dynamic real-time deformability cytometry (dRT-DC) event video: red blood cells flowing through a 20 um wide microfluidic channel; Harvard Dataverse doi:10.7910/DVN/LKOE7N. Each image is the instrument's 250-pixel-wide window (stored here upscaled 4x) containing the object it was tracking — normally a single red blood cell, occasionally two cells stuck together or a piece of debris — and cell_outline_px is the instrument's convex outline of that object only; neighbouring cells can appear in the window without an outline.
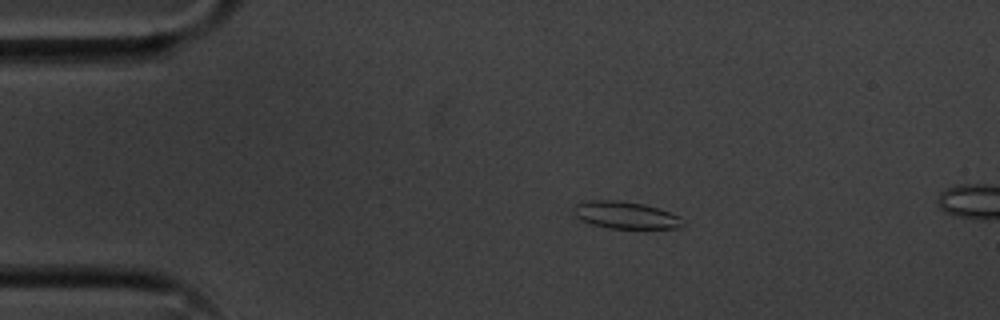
{"species": "common noctule bat (a hibernating species)", "species_latin": "Nyctalus noctula", "temperature_condition": "cold", "stored_images_in_passage": 16, "camera_frame_rate_fps": 3000, "um_per_image_px": 0.085, "animal": {"sex": "male", "body_mass_g": 20.1, "forearm_length_mm": 53.5}, "frame": {"image": 1, "passage_image": 10, "time_ms": 3.0, "image_size_px": [1000, 320], "cell_outline_px": [[684, 224], [680, 228], [608, 228], [592, 224], [580, 220], [572, 212], [576, 204], [588, 200], [616, 200], [644, 204], [680, 216]], "centroid_in_image_um": [53.14, 18.28], "position_along_channel_um": 31.9, "area_um2": 17.17}}